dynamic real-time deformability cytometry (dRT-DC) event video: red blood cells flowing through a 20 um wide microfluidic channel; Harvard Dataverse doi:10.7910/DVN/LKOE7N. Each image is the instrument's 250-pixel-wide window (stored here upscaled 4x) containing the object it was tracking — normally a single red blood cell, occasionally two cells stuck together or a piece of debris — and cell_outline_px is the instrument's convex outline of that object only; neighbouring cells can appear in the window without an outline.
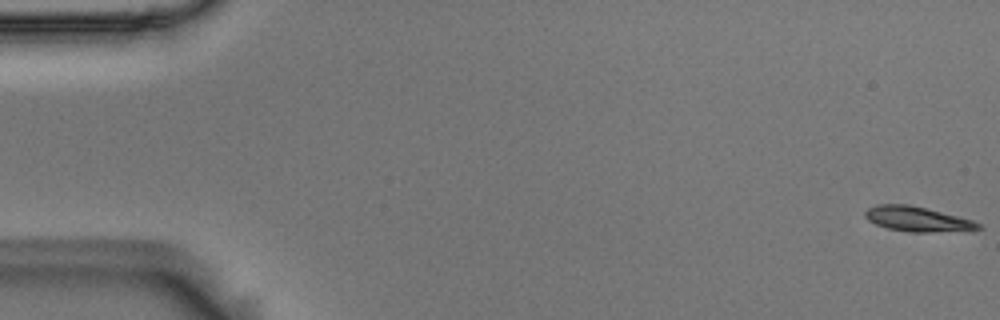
{"species": "Egyptian fruit bat (a non-hibernating species)", "species_latin": "Rousettus aegyptiacus", "temperature_condition": "room temperature", "stored_images_in_passage": 56, "camera_frame_rate_fps": 3000, "um_per_image_px": 0.085, "animal": {"sex": "male"}, "frame": {"image": 1, "passage_image": 1, "time_ms": 0.0, "image_size_px": [1000, 320], "cell_outline_px": [[984, 228], [928, 232], [912, 232], [888, 228], [876, 224], [868, 220], [864, 216], [864, 212], [868, 208], [880, 204], [908, 204], [972, 220], [980, 224]], "centroid_in_image_um": [77.91, 18.61], "position_along_channel_um": 7.1, "area_um2": 15.9}}
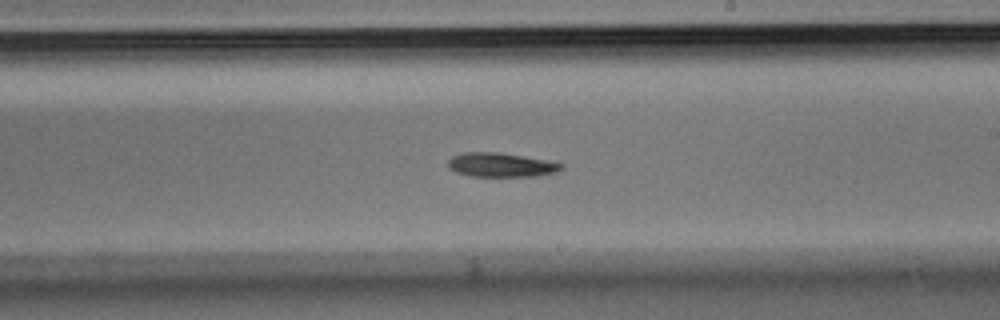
{"frame": {"image": 2, "passage_image": 32, "time_ms": 10.333, "image_size_px": [1000, 320], "cell_outline_px": [[564, 168], [556, 172], [536, 176], [472, 176], [456, 172], [448, 168], [448, 160], [452, 156], [464, 152], [500, 152], [548, 160], [564, 164]], "centroid_in_image_um": [42.59, 14.01], "position_along_channel_um": 246.4, "area_um2": 16.01}}
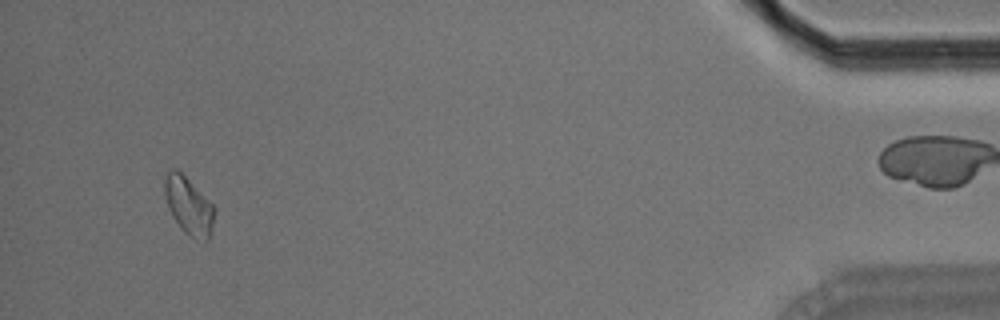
{"frame": {"image": 3, "passage_image": 52, "time_ms": 17.0, "image_size_px": [1000, 320], "cell_outline_px": [[216, 208], [208, 240], [196, 240], [188, 236], [180, 228], [172, 216], [168, 208], [164, 192], [164, 176], [168, 168], [176, 168]], "centroid_in_image_um": [16.0, 17.49], "position_along_channel_um": 419.2, "area_um2": 16.65}}